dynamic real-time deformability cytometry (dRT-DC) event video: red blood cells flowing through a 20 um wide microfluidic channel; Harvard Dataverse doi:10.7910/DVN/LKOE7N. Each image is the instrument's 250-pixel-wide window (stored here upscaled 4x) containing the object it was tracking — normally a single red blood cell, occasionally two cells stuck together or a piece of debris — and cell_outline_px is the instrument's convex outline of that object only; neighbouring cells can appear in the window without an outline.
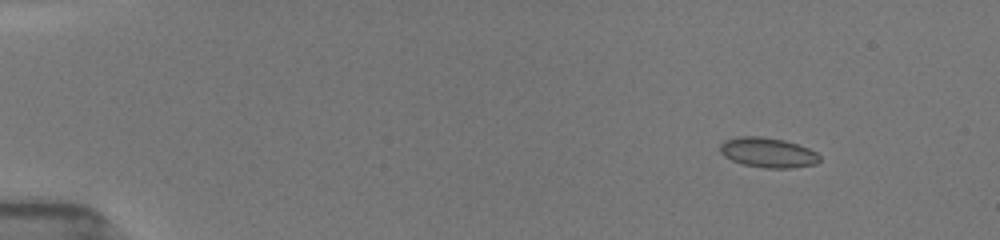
{"species": "common noctule bat (a hibernating species)", "species_latin": "Nyctalus noctula", "temperature_condition": "room temperature", "stored_images_in_passage": 14, "camera_frame_rate_fps": 3000, "um_per_image_px": 0.085, "animal": {"sex": "female", "body_mass_g": 19.5, "forearm_length_mm": 54.1}, "frame": {"image": 1, "passage_image": 1, "time_ms": 0.0, "image_size_px": [1000, 240], "cell_outline_px": [[820, 160], [816, 164], [792, 168], [764, 168], [744, 164], [732, 160], [724, 156], [720, 152], [720, 144], [724, 140], [736, 136], [760, 136], [784, 140], [808, 148], [816, 152], [820, 156]], "centroid_in_image_um": [65.26, 12.96], "position_along_channel_um": 19.7, "area_um2": 17.4}}
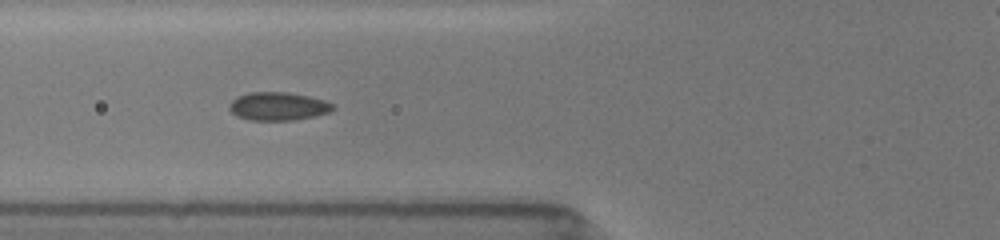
{"frame": {"image": 2, "passage_image": 12, "time_ms": 5.0, "image_size_px": [1000, 240], "cell_outline_px": [[336, 108], [328, 112], [296, 120], [248, 120], [236, 116], [228, 108], [228, 104], [236, 96], [248, 92], [288, 92], [308, 96], [324, 100], [332, 104]], "centroid_in_image_um": [23.58, 9.03], "position_along_channel_um": 102.2, "area_um2": 17.11}}
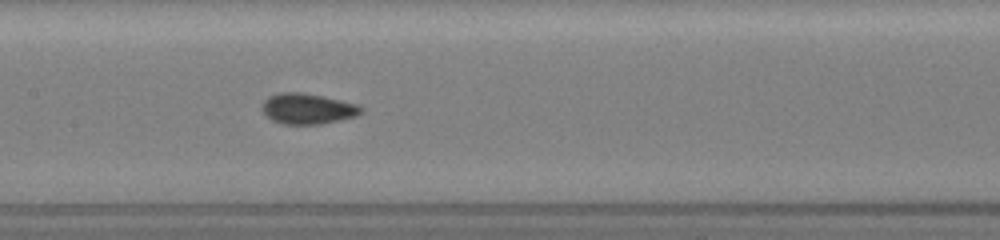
{"frame": {"image": 3, "passage_image": 14, "time_ms": 7.0, "image_size_px": [1000, 240], "cell_outline_px": [[364, 112], [356, 116], [340, 120], [320, 124], [284, 124], [272, 120], [260, 108], [260, 104], [268, 96], [280, 92], [300, 92], [360, 104], [364, 108]], "centroid_in_image_um": [26.16, 9.24], "position_along_channel_um": 181.2, "area_um2": 17.8}}